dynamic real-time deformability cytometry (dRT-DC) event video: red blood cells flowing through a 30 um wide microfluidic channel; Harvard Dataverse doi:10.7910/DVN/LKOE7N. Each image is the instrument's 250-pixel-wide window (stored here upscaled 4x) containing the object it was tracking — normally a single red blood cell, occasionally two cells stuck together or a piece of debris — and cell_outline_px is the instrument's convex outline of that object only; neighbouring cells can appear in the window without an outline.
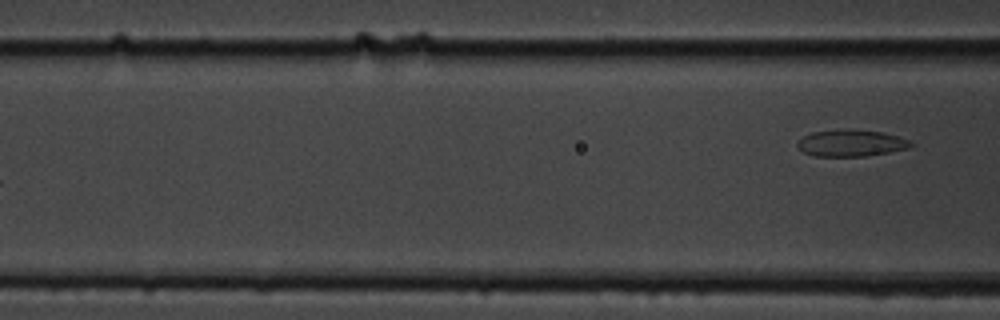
{"species": "common noctule bat (a hibernating species)", "species_latin": "Nyctalus noctula", "temperature_condition": "cold", "stored_images_in_passage": 9, "segment_of_instrument_passage": [2, 2], "camera_frame_rate_fps": 3000, "um_per_image_px": 0.085, "animal": {"sex": "male", "body_mass_g": 19.5, "forearm_length_mm": 54.6}, "frame": {"image": 1, "passage_image": 9, "time_ms": 9.0, "image_size_px": [1000, 320], "cell_outline_px": [[916, 144], [912, 148], [868, 156], [812, 156], [804, 152], [796, 144], [804, 136], [812, 132], [848, 128], [880, 132], [912, 140]], "centroid_in_image_um": [72.41, 12.16], "position_along_channel_um": 94.2, "area_um2": 17.86}}